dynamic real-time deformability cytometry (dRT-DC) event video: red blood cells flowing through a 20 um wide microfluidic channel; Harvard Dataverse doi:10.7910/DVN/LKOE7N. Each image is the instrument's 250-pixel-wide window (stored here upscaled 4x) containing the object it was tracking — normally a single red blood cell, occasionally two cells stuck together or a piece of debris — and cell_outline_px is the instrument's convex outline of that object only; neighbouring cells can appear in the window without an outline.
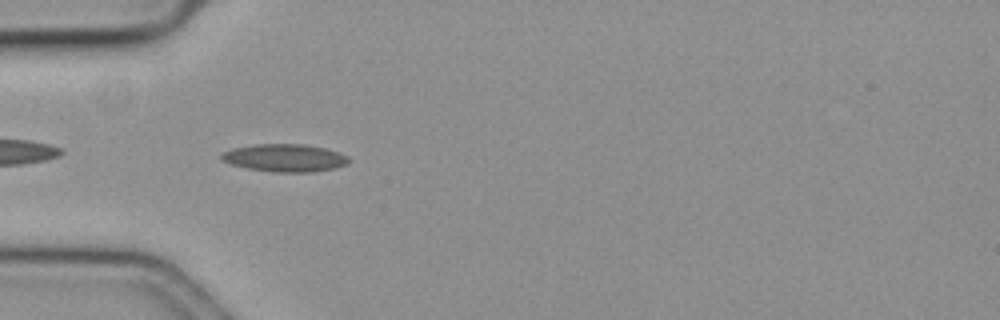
{"species": "common noctule bat (a hibernating species)", "species_latin": "Nyctalus noctula", "temperature_condition": "cold", "stored_images_in_passage": 43, "camera_frame_rate_fps": 3000, "um_per_image_px": 0.085, "animal": {"sex": "female", "body_mass_g": 19.3, "forearm_length_mm": 54.1}, "frame": {"image": 1, "passage_image": 3, "time_ms": 0.667, "image_size_px": [1000, 320], "cell_outline_px": [[348, 164], [332, 168], [312, 172], [272, 172], [248, 168], [228, 164], [220, 160], [220, 152], [232, 148], [256, 144], [304, 144], [324, 148], [348, 156]], "centroid_in_image_um": [24.12, 13.42], "position_along_channel_um": 60.9, "area_um2": 20.58}}
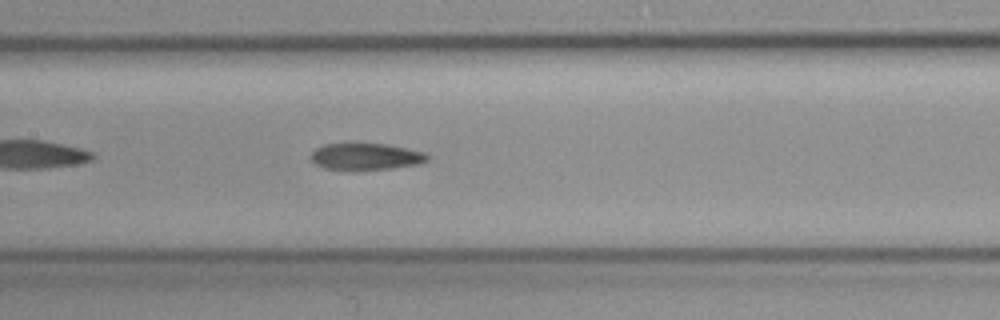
{"frame": {"image": 2, "passage_image": 13, "time_ms": 4.0, "image_size_px": [1000, 320], "cell_outline_px": [[428, 160], [420, 164], [392, 168], [356, 172], [324, 168], [312, 164], [308, 156], [316, 148], [324, 144], [384, 144], [424, 152], [428, 156]], "centroid_in_image_um": [31.01, 13.35], "position_along_channel_um": 176.4, "area_um2": 18.61}}
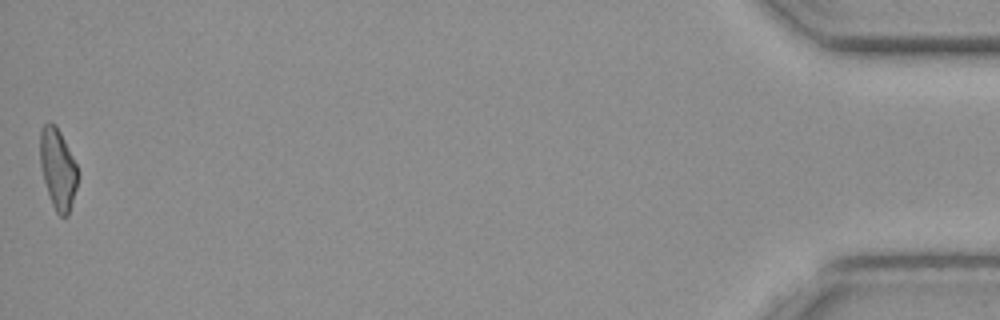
{"frame": {"image": 3, "passage_image": 43, "time_ms": 14.0, "image_size_px": [1000, 320], "cell_outline_px": [[76, 188], [68, 216], [60, 216], [56, 212], [52, 204], [44, 180], [40, 164], [40, 128], [48, 120], [56, 124], [76, 164]], "centroid_in_image_um": [4.88, 14.31], "position_along_channel_um": 430.3, "area_um2": 17.4}, "authors_computed_cell_mechanics": {"area_um2": 18.3804, "velocity_mm_per_s": 3.5615, "shape_relaxation_time_tau1_ms": null, "shape_relaxation_time_tau2_ms": 8.0706, "deformation_change_tau1": null, "deformation_change_tau2": 0.1421}}